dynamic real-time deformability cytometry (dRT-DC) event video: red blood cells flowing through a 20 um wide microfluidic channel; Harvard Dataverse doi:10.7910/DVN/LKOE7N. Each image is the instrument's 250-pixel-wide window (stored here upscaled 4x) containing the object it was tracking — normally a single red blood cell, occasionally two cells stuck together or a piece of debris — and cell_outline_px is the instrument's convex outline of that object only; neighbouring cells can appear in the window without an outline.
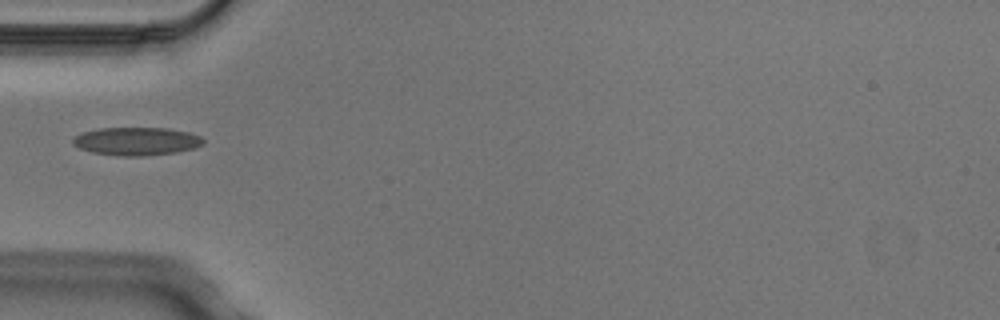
{"species": "Egyptian fruit bat (a non-hibernating species)", "species_latin": "Rousettus aegyptiacus", "temperature_condition": "cold", "stored_images_in_passage": 4, "camera_frame_rate_fps": 3000, "um_per_image_px": 0.085, "animal": {"sex": "male"}, "frame": {"image": 1, "passage_image": 3, "time_ms": 0.667, "image_size_px": [1000, 320], "cell_outline_px": [[204, 144], [192, 148], [176, 152], [144, 156], [120, 156], [92, 152], [80, 148], [72, 144], [72, 140], [76, 136], [84, 132], [100, 128], [168, 128], [188, 132], [200, 136], [204, 140]], "centroid_in_image_um": [11.61, 12.01], "position_along_channel_um": 73.4, "area_um2": 21.21}}
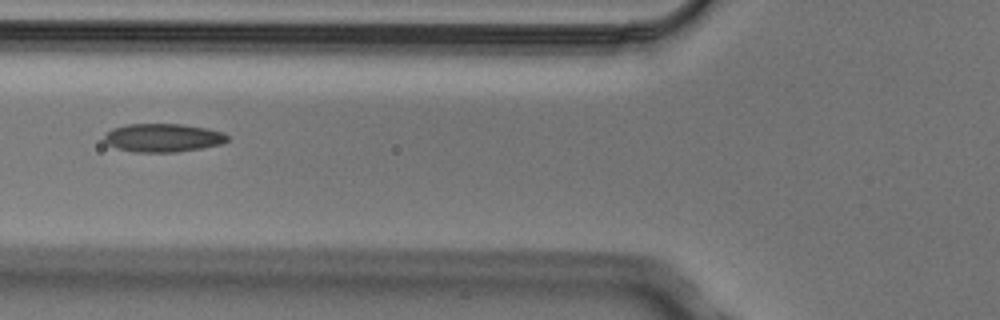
{"frame": {"image": 2, "passage_image": 4, "time_ms": 1.0, "image_size_px": [1000, 320], "cell_outline_px": [[228, 140], [224, 144], [176, 152], [132, 152], [116, 148], [108, 144], [104, 140], [104, 136], [112, 128], [128, 124], [184, 124], [208, 128], [224, 132], [228, 136]], "centroid_in_image_um": [13.88, 11.71], "position_along_channel_um": 111.9, "area_um2": 20.52}}